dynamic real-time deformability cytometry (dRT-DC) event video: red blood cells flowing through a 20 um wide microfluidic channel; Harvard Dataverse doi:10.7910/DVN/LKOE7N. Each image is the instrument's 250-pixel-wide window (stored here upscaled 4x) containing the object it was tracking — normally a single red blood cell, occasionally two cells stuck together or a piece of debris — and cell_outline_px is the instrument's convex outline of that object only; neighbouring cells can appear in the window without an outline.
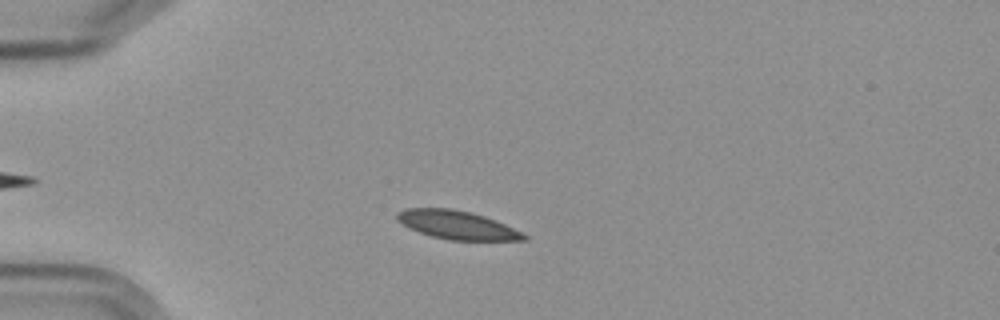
{"species": "Egyptian fruit bat (a non-hibernating species)", "species_latin": "Rousettus aegyptiacus", "temperature_condition": "cold", "stored_images_in_passage": 7, "camera_frame_rate_fps": 3000, "um_per_image_px": 0.085, "frame": {"image": 1, "passage_image": 3, "time_ms": 2.333, "image_size_px": [1000, 320], "cell_outline_px": [[528, 240], [452, 240], [432, 236], [408, 228], [396, 220], [396, 212], [404, 208], [452, 208], [472, 212], [496, 220], [528, 236]], "centroid_in_image_um": [38.8, 19.11], "position_along_channel_um": 46.2, "area_um2": 21.04}}
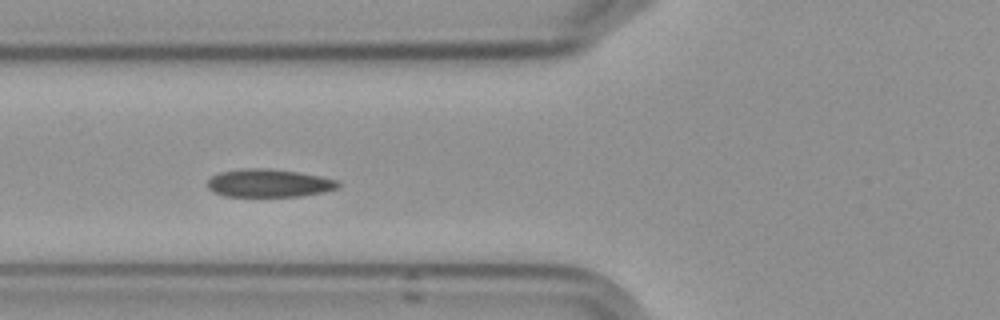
{"frame": {"image": 2, "passage_image": 5, "time_ms": 4.667, "image_size_px": [1000, 320], "cell_outline_px": [[340, 184], [336, 188], [324, 192], [300, 196], [224, 196], [212, 192], [208, 188], [208, 180], [212, 176], [220, 172], [244, 168], [268, 168], [296, 172], [320, 176], [340, 180]], "centroid_in_image_um": [22.85, 15.56], "position_along_channel_um": 102.9, "area_um2": 21.33}}
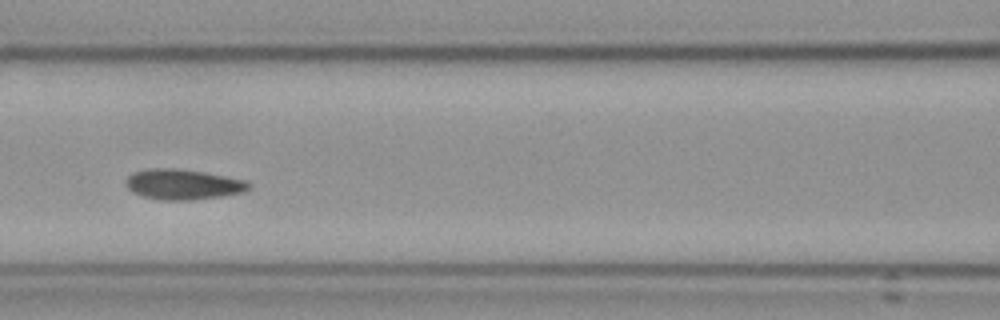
{"frame": {"image": 3, "passage_image": 6, "time_ms": 6.0, "image_size_px": [1000, 320], "cell_outline_px": [[252, 188], [244, 192], [224, 196], [192, 200], [160, 200], [140, 196], [132, 192], [124, 184], [124, 180], [132, 172], [148, 168], [176, 168], [204, 172], [248, 180], [252, 184]], "centroid_in_image_um": [15.56, 15.67], "position_along_channel_um": 151.0, "area_um2": 22.31}}